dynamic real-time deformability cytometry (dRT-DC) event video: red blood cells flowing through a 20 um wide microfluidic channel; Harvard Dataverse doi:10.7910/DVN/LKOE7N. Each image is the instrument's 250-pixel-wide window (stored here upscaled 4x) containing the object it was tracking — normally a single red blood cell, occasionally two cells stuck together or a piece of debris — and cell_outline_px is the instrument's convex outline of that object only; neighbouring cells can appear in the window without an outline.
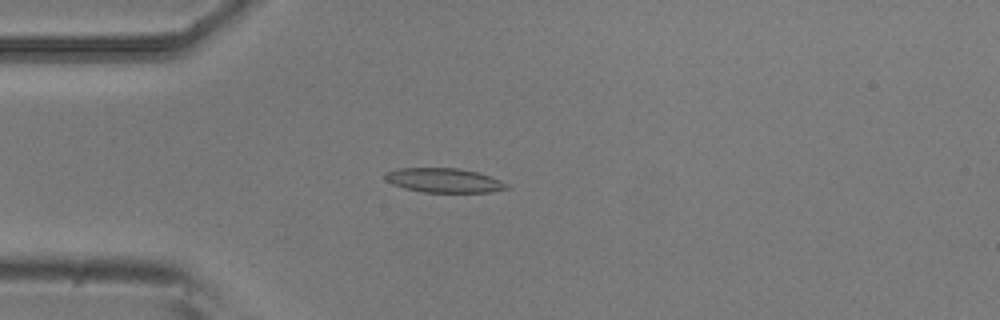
{"species": "common noctule bat (a hibernating species)", "species_latin": "Nyctalus noctula", "temperature_condition": "room temperature", "stored_images_in_passage": 4, "camera_frame_rate_fps": 3000, "um_per_image_px": 0.085, "animal": {"sex": "male", "body_mass_g": 20.5, "forearm_length_mm": 52.5}, "frame": {"image": 1, "passage_image": 4, "time_ms": 1.0, "image_size_px": [1000, 320], "cell_outline_px": [[512, 188], [488, 192], [424, 192], [404, 188], [392, 184], [384, 180], [384, 176], [388, 172], [396, 168], [456, 168], [480, 172], [500, 180], [508, 184]], "centroid_in_image_um": [37.75, 15.33], "position_along_channel_um": 47.2, "area_um2": 17.34}}